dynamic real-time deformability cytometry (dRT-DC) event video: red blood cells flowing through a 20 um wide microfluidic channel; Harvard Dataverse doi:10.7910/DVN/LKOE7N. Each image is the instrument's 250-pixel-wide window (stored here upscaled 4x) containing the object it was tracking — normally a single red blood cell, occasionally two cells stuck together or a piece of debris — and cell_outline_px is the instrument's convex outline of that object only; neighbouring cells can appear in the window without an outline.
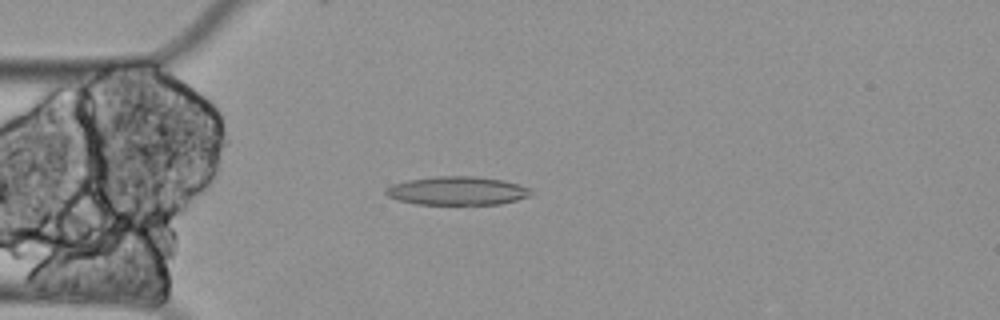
{"species": "Egyptian fruit bat (a non-hibernating species)", "species_latin": "Rousettus aegyptiacus", "temperature_condition": "cold", "stored_images_in_passage": 53, "camera_frame_rate_fps": 3000, "um_per_image_px": 0.085, "animal": {"sex": "female"}, "frame": {"image": 1, "passage_image": 8, "time_ms": 2.333, "image_size_px": [1000, 320], "cell_outline_px": [[532, 192], [528, 196], [516, 200], [500, 204], [416, 204], [400, 200], [388, 196], [384, 192], [384, 188], [392, 184], [408, 180], [436, 176], [472, 176], [504, 180], [520, 184], [528, 188]], "centroid_in_image_um": [38.85, 16.21], "position_along_channel_um": 46.2, "area_um2": 24.04}}
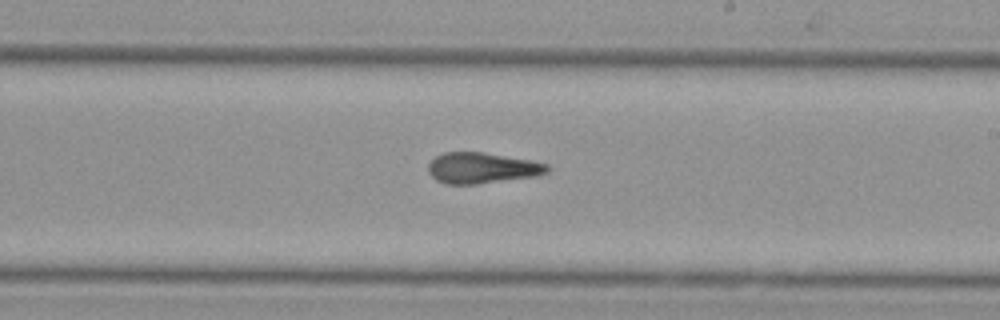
{"frame": {"image": 2, "passage_image": 27, "time_ms": 8.667, "image_size_px": [1000, 320], "cell_outline_px": [[552, 168], [548, 172], [536, 176], [476, 184], [444, 184], [436, 180], [428, 172], [428, 164], [436, 156], [444, 152], [484, 152], [532, 160], [548, 164]], "centroid_in_image_um": [40.99, 14.27], "position_along_channel_um": 248.0, "area_um2": 21.56}}
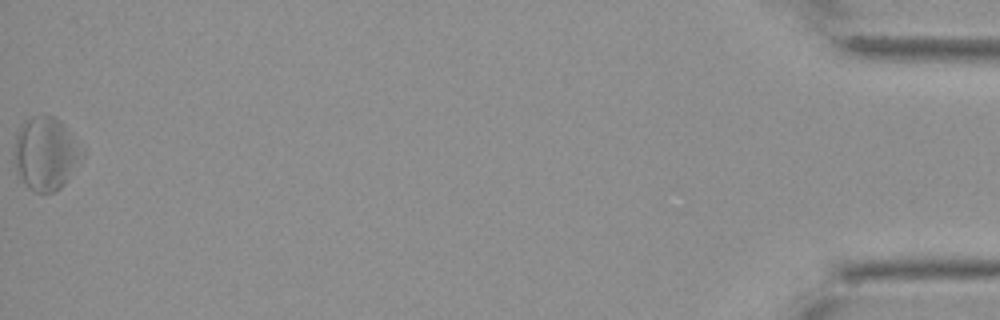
{"frame": {"image": 3, "passage_image": 53, "time_ms": 17.333, "image_size_px": [1000, 320], "cell_outline_px": [[84, 156], [64, 184], [60, 188], [52, 192], [36, 192], [28, 188], [16, 176], [12, 156], [16, 136], [20, 124], [24, 120], [32, 116], [56, 116], [68, 128], [84, 148]], "centroid_in_image_um": [3.86, 13.05], "position_along_channel_um": 431.3, "area_um2": 29.71}, "authors_computed_cell_mechanics": {"area_um2": 23.9292, "velocity_mm_per_s": 3.2445, "shape_relaxation_time_tau1_ms": null, "shape_relaxation_time_tau2_ms": 6.5698, "deformation_change_tau1": null, "deformation_change_tau2": 0.1442}}